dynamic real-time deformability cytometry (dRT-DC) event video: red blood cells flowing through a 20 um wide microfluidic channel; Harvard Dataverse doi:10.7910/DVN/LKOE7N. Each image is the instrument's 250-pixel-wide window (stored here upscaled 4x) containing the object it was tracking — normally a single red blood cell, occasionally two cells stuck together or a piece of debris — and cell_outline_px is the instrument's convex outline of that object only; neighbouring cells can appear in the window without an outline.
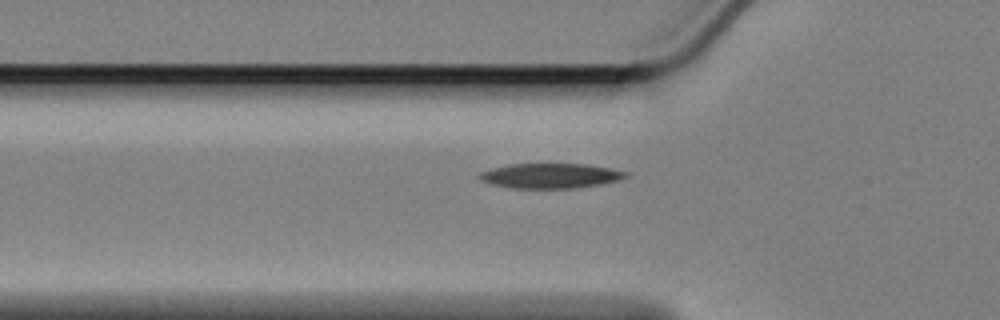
{"species": "Egyptian fruit bat (a non-hibernating species)", "species_latin": "Rousettus aegyptiacus", "temperature_condition": "cold", "stored_images_in_passage": 37, "camera_frame_rate_fps": 3000, "um_per_image_px": 0.085, "animal": {"sex": "female"}, "frame": {"image": 1, "passage_image": 3, "time_ms": 0.667, "image_size_px": [1000, 320], "cell_outline_px": [[628, 176], [616, 180], [600, 184], [572, 188], [512, 188], [492, 184], [480, 180], [476, 176], [480, 172], [492, 168], [508, 164], [588, 164], [612, 168], [628, 172]], "centroid_in_image_um": [46.75, 14.93], "position_along_channel_um": 79.0, "area_um2": 21.21}}
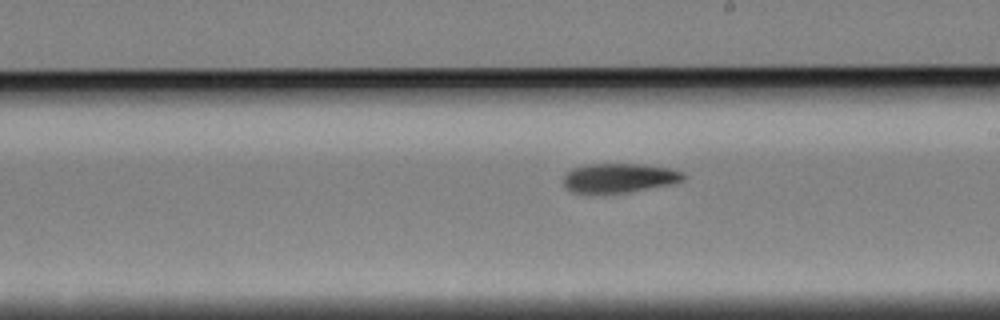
{"frame": {"image": 2, "passage_image": 17, "time_ms": 5.333, "image_size_px": [1000, 320], "cell_outline_px": [[688, 176], [684, 180], [676, 184], [628, 192], [572, 192], [564, 184], [564, 172], [572, 168], [588, 164], [644, 164], [668, 168], [684, 172]], "centroid_in_image_um": [52.71, 15.11], "position_along_channel_um": 236.3, "area_um2": 20.58}}
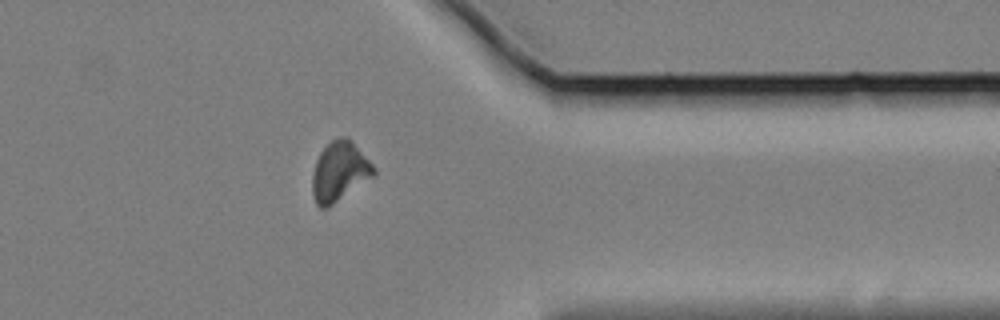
{"frame": {"image": 3, "passage_image": 31, "time_ms": 10.0, "image_size_px": [1000, 320], "cell_outline_px": [[376, 172], [372, 176], [332, 204], [324, 208], [320, 208], [316, 204], [312, 192], [312, 176], [316, 160], [320, 152], [332, 140], [340, 136], [344, 136], [352, 140], [376, 168]], "centroid_in_image_um": [28.84, 14.55], "position_along_channel_um": 382.6, "area_um2": 20.92}, "authors_computed_cell_mechanics": {"area_um2": 20.9814, "velocity_mm_per_s": 3.3524, "shape_relaxation_time_tau1_ms": 5.0438, "shape_relaxation_time_tau2_ms": 7.3533, "deformation_change_tau1": 0.1478, "deformation_change_tau2": 0.1258}}